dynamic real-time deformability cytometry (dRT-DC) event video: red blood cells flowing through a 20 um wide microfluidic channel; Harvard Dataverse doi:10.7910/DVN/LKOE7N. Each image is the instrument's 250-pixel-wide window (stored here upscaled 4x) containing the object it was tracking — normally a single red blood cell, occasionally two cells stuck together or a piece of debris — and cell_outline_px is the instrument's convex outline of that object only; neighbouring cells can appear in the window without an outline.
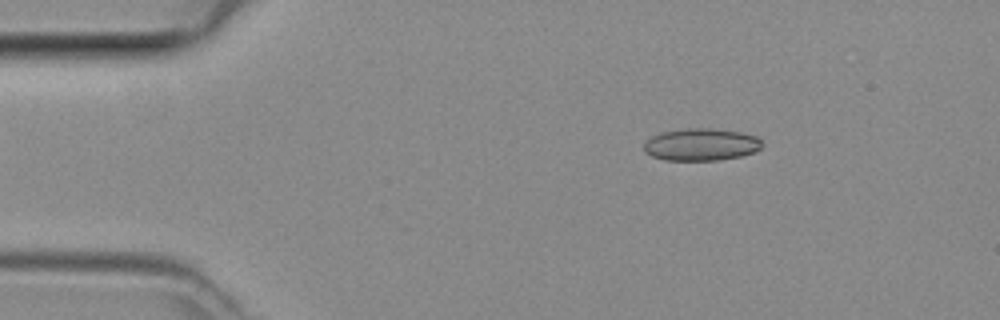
{"species": "common noctule bat (a hibernating species)", "species_latin": "Nyctalus noctula", "temperature_condition": "room temperature", "stored_images_in_passage": 3, "camera_frame_rate_fps": 3000, "um_per_image_px": 0.085, "animal": {"sex": "female", "body_mass_g": 29.2, "forearm_length_mm": 56.3}, "frame": {"image": 1, "passage_image": 2, "time_ms": 0.333, "image_size_px": [1000, 320], "cell_outline_px": [[764, 144], [756, 152], [740, 156], [716, 160], [664, 160], [652, 156], [644, 152], [644, 144], [652, 136], [660, 132], [688, 128], [712, 128], [740, 132], [756, 136]], "centroid_in_image_um": [59.6, 12.28], "position_along_channel_um": 25.4, "area_um2": 22.25}}